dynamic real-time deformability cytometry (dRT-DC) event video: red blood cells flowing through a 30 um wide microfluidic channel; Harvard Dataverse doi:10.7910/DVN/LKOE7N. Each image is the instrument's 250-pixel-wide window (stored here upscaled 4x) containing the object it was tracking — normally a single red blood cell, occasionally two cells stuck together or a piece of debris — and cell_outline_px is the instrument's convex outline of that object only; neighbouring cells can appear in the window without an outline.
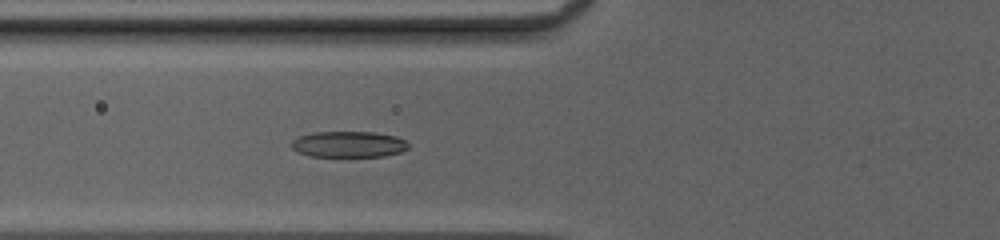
{"species": "common noctule bat (a hibernating species)", "species_latin": "Nyctalus noctula", "temperature_condition": "cold", "stored_images_in_passage": 33, "camera_frame_rate_fps": 3000, "um_per_image_px": 0.085, "animal": {"sex": "female", "body_mass_g": 20.0, "forearm_length_mm": 54.0}, "frame": {"image": 1, "passage_image": 3, "time_ms": 0.667, "image_size_px": [1000, 240], "cell_outline_px": [[408, 148], [400, 152], [384, 156], [308, 156], [296, 152], [292, 148], [292, 140], [300, 136], [312, 132], [372, 132], [396, 136], [404, 140], [408, 144]], "centroid_in_image_um": [29.6, 12.26], "position_along_channel_um": 96.2, "area_um2": 17.69}}
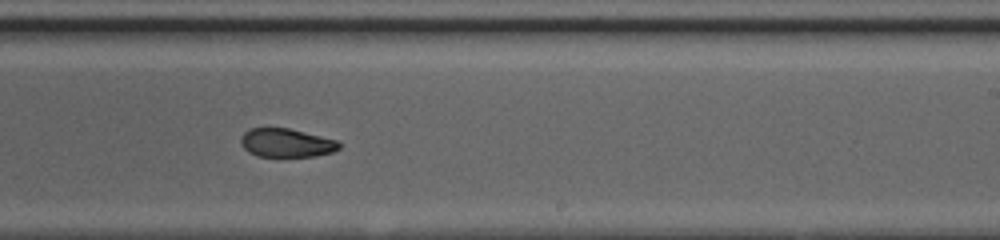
{"frame": {"image": 2, "passage_image": 15, "time_ms": 4.667, "image_size_px": [1000, 240], "cell_outline_px": [[340, 148], [332, 152], [312, 156], [256, 156], [248, 152], [240, 144], [240, 136], [248, 128], [288, 128], [340, 140]], "centroid_in_image_um": [24.33, 12.13], "position_along_channel_um": 264.7, "area_um2": 16.53}}
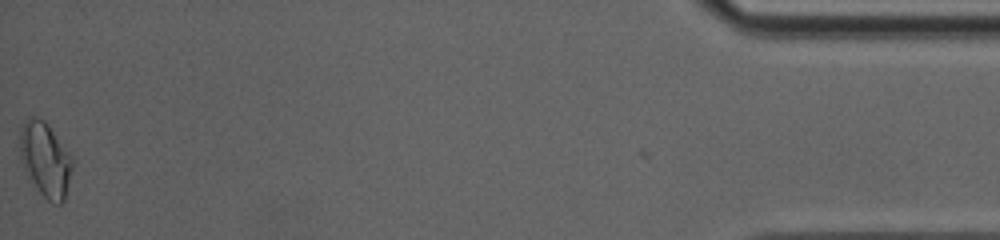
{"frame": {"image": 3, "passage_image": 33, "time_ms": 10.667, "image_size_px": [1000, 240], "cell_outline_px": [[72, 168], [64, 200], [60, 204], [52, 204], [40, 192], [24, 172], [20, 156], [20, 128], [24, 120], [28, 116], [36, 116], [44, 120], [48, 124], [72, 156]], "centroid_in_image_um": [3.83, 13.53], "position_along_channel_um": 431.4, "area_um2": 22.89}, "authors_computed_cell_mechanics": {"area_um2": 17.7446, "velocity_mm_per_s": 4.196, "shape_relaxation_time_tau1_ms": null, "shape_relaxation_time_tau2_ms": 1.9825, "deformation_change_tau1": null, "deformation_change_tau2": 0.073}}